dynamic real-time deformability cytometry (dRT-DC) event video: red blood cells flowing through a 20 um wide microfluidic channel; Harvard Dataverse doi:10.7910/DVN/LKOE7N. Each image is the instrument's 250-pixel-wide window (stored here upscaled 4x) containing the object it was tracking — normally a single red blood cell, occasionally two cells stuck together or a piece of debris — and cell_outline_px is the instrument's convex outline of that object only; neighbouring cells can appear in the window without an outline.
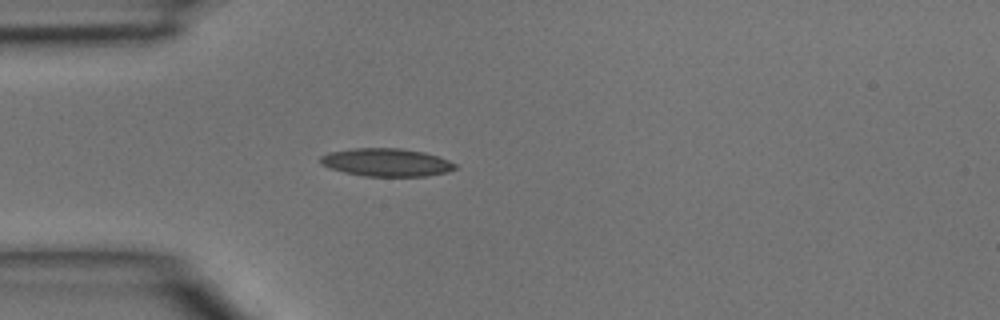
{"species": "common noctule bat (a hibernating species)", "species_latin": "Nyctalus noctula", "temperature_condition": "room temperature", "stored_images_in_passage": 1, "camera_frame_rate_fps": 3000, "um_per_image_px": 0.085, "animal": {"sex": "male", "body_mass_g": 15.6}, "frame": {"image": 1, "passage_image": 1, "time_ms": 0.0, "image_size_px": [1000, 320], "cell_outline_px": [[456, 168], [448, 172], [428, 176], [364, 176], [344, 172], [320, 164], [320, 156], [328, 152], [352, 148], [400, 148], [424, 152], [448, 160], [456, 164]], "centroid_in_image_um": [32.84, 13.8], "position_along_channel_um": 52.2, "area_um2": 21.96}}